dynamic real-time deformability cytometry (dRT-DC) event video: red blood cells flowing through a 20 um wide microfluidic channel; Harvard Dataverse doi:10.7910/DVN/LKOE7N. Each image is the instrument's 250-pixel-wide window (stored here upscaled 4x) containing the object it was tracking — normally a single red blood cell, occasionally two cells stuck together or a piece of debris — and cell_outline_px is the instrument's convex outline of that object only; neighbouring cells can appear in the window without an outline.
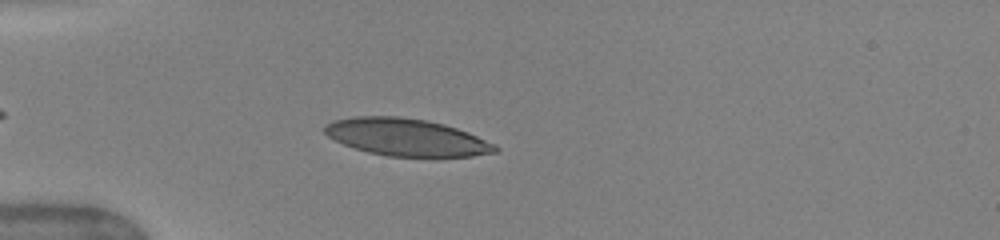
{"species": "human", "species_latin": "Homo sapiens", "temperature_condition": "warm", "stored_images_in_passage": 38, "camera_frame_rate_fps": 3000, "um_per_image_px": 0.085, "donor": {"sex": "female"}, "frame": {"image": 1, "passage_image": 6, "time_ms": 1.667, "image_size_px": [1000, 240], "cell_outline_px": [[500, 148], [496, 152], [472, 156], [436, 160], [388, 156], [368, 152], [344, 144], [328, 136], [324, 132], [324, 124], [332, 120], [356, 116], [400, 116], [428, 120], [444, 124], [468, 132], [496, 144]], "centroid_in_image_um": [34.62, 11.71], "position_along_channel_um": 50.4, "area_um2": 38.21}}
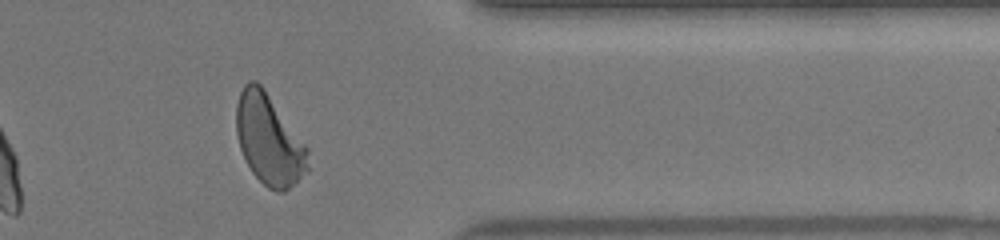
{"frame": {"image": 2, "passage_image": 33, "time_ms": 10.667, "image_size_px": [1000, 240], "cell_outline_px": [[308, 168], [284, 192], [276, 192], [268, 188], [252, 172], [240, 148], [236, 132], [236, 104], [240, 92], [244, 84], [248, 80], [256, 80], [264, 88], [308, 148]], "centroid_in_image_um": [22.84, 11.84], "position_along_channel_um": 388.6, "area_um2": 37.28}, "authors_computed_cell_mechanics": {"area_um2": 37.2232, "velocity_mm_per_s": 4.0716, "shape_relaxation_time_tau1_ms": 3.378, "shape_relaxation_time_tau2_ms": null, "deformation_change_tau1": 0.1729, "deformation_change_tau2": null}}